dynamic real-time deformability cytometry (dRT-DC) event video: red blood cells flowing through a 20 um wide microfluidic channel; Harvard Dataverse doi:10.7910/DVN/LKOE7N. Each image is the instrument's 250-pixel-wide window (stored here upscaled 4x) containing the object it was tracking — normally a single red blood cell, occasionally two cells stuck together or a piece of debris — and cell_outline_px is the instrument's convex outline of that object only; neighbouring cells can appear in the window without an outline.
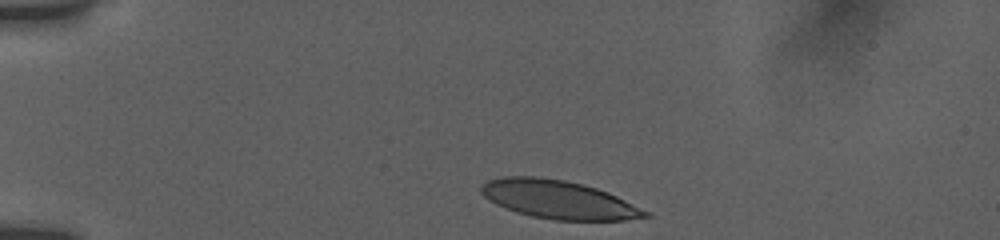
{"species": "human", "species_latin": "Homo sapiens", "temperature_condition": "room temperature", "stored_images_in_passage": 36, "camera_frame_rate_fps": 3000, "um_per_image_px": 0.085, "donor": {"sex": "female"}, "frame": {"image": 1, "passage_image": 1, "time_ms": 0.0, "image_size_px": [1000, 240], "cell_outline_px": [[652, 216], [624, 220], [552, 220], [532, 216], [516, 212], [496, 204], [488, 200], [480, 192], [480, 188], [488, 180], [504, 176], [536, 176], [564, 180], [596, 188], [608, 192], [652, 212]], "centroid_in_image_um": [47.5, 16.97], "position_along_channel_um": 37.5, "area_um2": 36.7}}
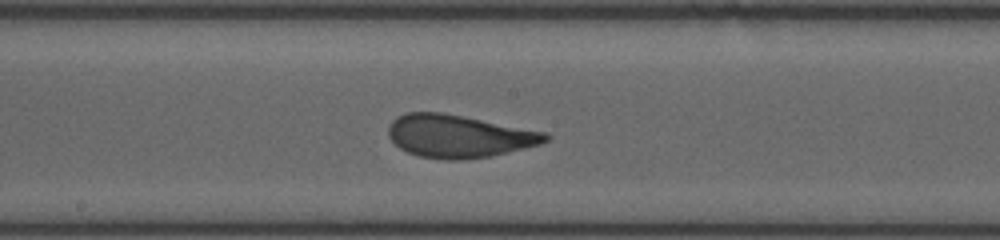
{"frame": {"image": 2, "passage_image": 19, "time_ms": 6.0, "image_size_px": [1000, 240], "cell_outline_px": [[552, 136], [548, 140], [540, 144], [492, 156], [464, 160], [444, 160], [420, 156], [408, 152], [400, 148], [388, 136], [388, 128], [392, 120], [396, 116], [408, 112], [440, 112], [464, 116], [548, 132]], "centroid_in_image_um": [39.02, 11.57], "position_along_channel_um": 209.2, "area_um2": 39.36}}
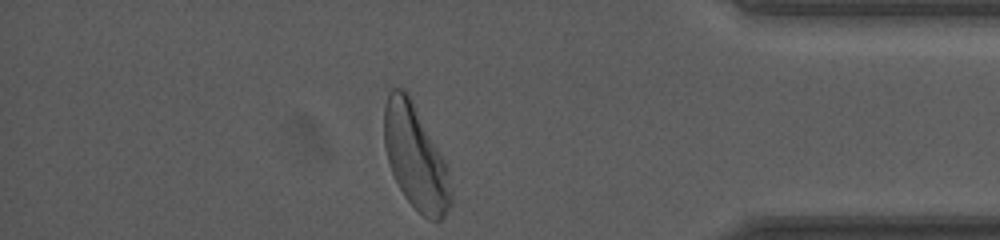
{"frame": {"image": 3, "passage_image": 36, "time_ms": 11.667, "image_size_px": [1000, 240], "cell_outline_px": [[452, 204], [444, 216], [440, 220], [428, 220], [404, 196], [392, 172], [388, 160], [384, 144], [384, 108], [388, 92], [392, 88], [404, 88], [408, 92], [444, 160], [452, 192]], "centroid_in_image_um": [35.3, 13.35], "position_along_channel_um": 399.9, "area_um2": 40.06}, "authors_computed_cell_mechanics": {"area_um2": 38.7838, "velocity_mm_per_s": 3.8164, "shape_relaxation_time_tau1_ms": 4.0779, "shape_relaxation_time_tau2_ms": 0.8002, "deformation_change_tau1": 0.1873, "deformation_change_tau2": 0.0871}}